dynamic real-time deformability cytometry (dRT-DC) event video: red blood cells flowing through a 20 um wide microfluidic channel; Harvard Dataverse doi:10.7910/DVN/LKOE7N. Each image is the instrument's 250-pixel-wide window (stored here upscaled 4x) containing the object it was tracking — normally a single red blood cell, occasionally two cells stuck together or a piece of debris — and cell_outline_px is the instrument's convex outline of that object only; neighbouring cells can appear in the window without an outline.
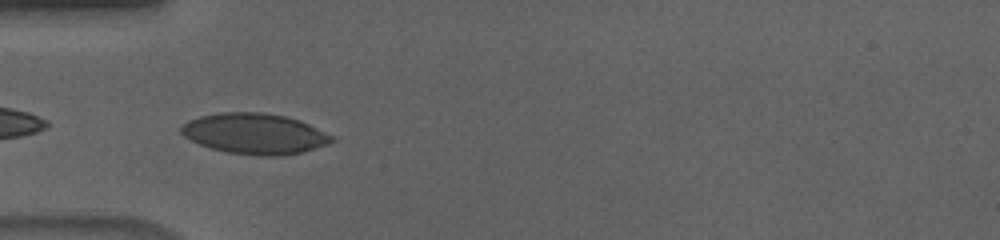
{"species": "human", "species_latin": "Homo sapiens", "temperature_condition": "cold", "stored_images_in_passage": 39, "camera_frame_rate_fps": 3000, "um_per_image_px": 0.085, "donor": {"sex": "male"}, "frame": {"image": 1, "passage_image": 1, "time_ms": 0.0, "image_size_px": [1000, 240], "cell_outline_px": [[336, 140], [328, 144], [304, 152], [280, 156], [256, 156], [224, 152], [200, 144], [184, 136], [180, 132], [180, 124], [188, 120], [200, 116], [220, 112], [264, 112], [284, 116], [300, 120], [336, 136]], "centroid_in_image_um": [21.68, 11.37], "position_along_channel_um": 63.3, "area_um2": 36.18}}
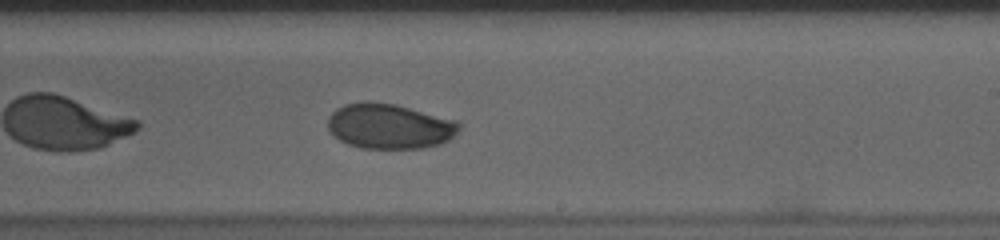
{"frame": {"image": 2, "passage_image": 17, "time_ms": 5.333, "image_size_px": [1000, 240], "cell_outline_px": [[460, 128], [448, 140], [440, 144], [424, 148], [360, 148], [348, 144], [332, 136], [328, 128], [328, 116], [336, 108], [344, 104], [396, 104], [460, 120]], "centroid_in_image_um": [33.14, 10.75], "position_along_channel_um": 255.9, "area_um2": 34.33}}
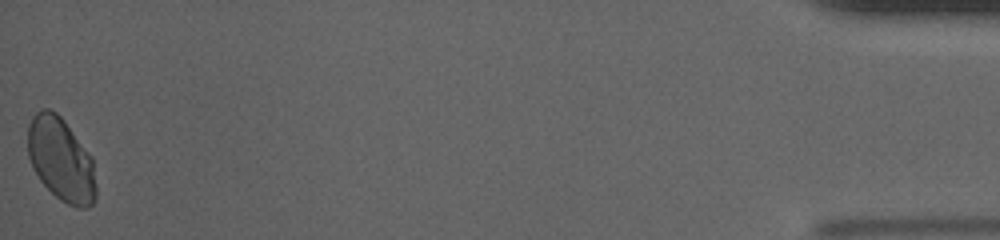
{"frame": {"image": 3, "passage_image": 39, "time_ms": 12.667, "image_size_px": [1000, 240], "cell_outline_px": [[96, 196], [92, 204], [88, 208], [76, 208], [60, 200], [40, 180], [28, 156], [28, 124], [32, 116], [40, 108], [48, 108], [56, 112], [64, 120], [92, 156], [96, 188]], "centroid_in_image_um": [5.19, 13.55], "position_along_channel_um": 430.0, "area_um2": 33.23}, "authors_computed_cell_mechanics": {"area_um2": 34.3332, "velocity_mm_per_s": 3.6473, "shape_relaxation_time_tau1_ms": 7.245, "shape_relaxation_time_tau2_ms": 1.8001, "deformation_change_tau1": 0.1197, "deformation_change_tau2": 0.0344}}